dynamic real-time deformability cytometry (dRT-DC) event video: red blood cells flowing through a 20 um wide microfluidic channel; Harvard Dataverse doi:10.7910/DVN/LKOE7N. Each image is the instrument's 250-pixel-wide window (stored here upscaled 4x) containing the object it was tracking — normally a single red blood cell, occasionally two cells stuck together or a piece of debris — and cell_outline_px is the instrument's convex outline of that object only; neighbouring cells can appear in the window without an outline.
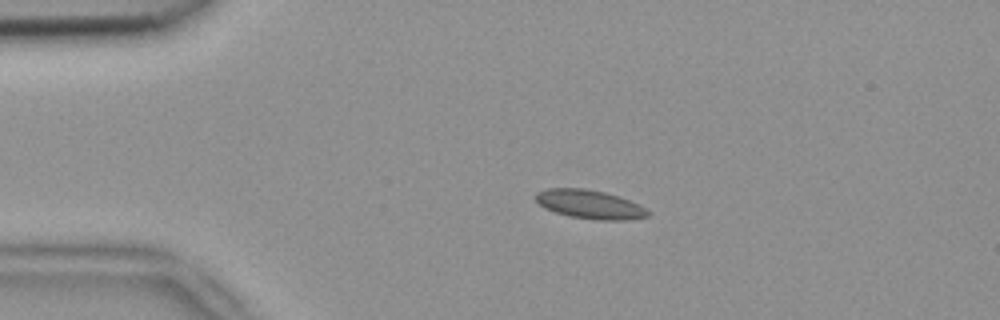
{"species": "common noctule bat (a hibernating species)", "species_latin": "Nyctalus noctula", "temperature_condition": "room temperature", "stored_images_in_passage": 4, "camera_frame_rate_fps": 3000, "um_per_image_px": 0.085, "animal": {"sex": "female", "body_mass_g": 18.4}, "frame": {"image": 1, "passage_image": 3, "time_ms": 0.667, "image_size_px": [1000, 320], "cell_outline_px": [[652, 212], [648, 216], [624, 220], [596, 220], [568, 216], [544, 208], [536, 200], [536, 192], [548, 188], [584, 188], [604, 192], [620, 196], [640, 204]], "centroid_in_image_um": [50.16, 17.37], "position_along_channel_um": 34.8, "area_um2": 18.96}}